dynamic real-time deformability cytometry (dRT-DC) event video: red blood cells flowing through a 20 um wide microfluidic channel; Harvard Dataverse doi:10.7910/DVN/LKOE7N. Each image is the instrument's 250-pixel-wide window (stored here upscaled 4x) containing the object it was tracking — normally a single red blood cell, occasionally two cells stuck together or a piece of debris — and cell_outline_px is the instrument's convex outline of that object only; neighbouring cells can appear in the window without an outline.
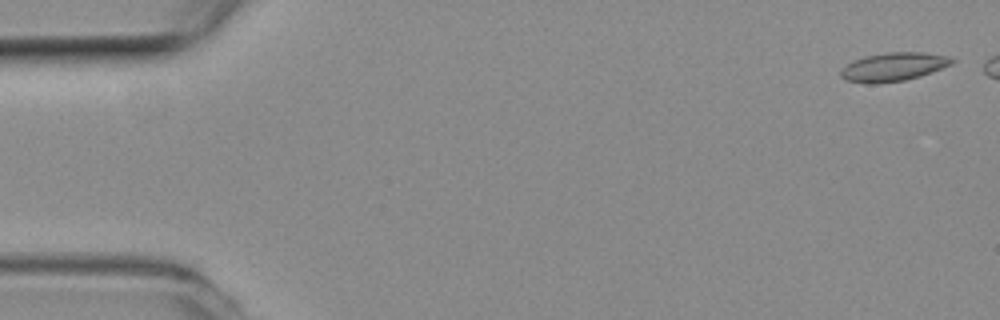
{"species": "common noctule bat (a hibernating species)", "species_latin": "Nyctalus noctula", "temperature_condition": "room temperature", "stored_images_in_passage": 45, "camera_frame_rate_fps": 3000, "um_per_image_px": 0.085, "animal": {"sex": "female", "body_mass_g": 19.3, "forearm_length_mm": 54.1}, "frame": {"image": 1, "passage_image": 2, "time_ms": 0.333, "image_size_px": [1000, 320], "cell_outline_px": [[956, 60], [952, 64], [920, 76], [904, 80], [876, 84], [868, 84], [844, 80], [840, 76], [840, 68], [864, 56], [888, 52], [920, 52], [948, 56]], "centroid_in_image_um": [75.91, 5.69], "position_along_channel_um": 9.1, "area_um2": 18.5}}
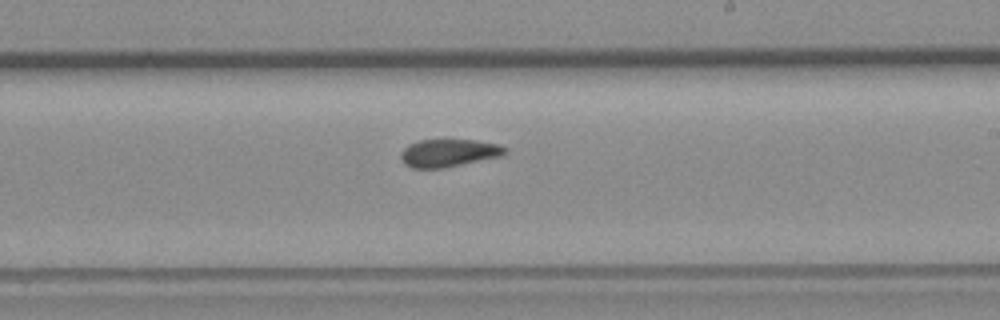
{"frame": {"image": 2, "passage_image": 32, "time_ms": 10.333, "image_size_px": [1000, 320], "cell_outline_px": [[508, 152], [504, 156], [444, 168], [412, 168], [404, 164], [400, 156], [400, 152], [408, 144], [420, 140], [476, 140], [500, 144], [508, 148]], "centroid_in_image_um": [38.19, 13.0], "position_along_channel_um": 250.8, "area_um2": 17.17}}
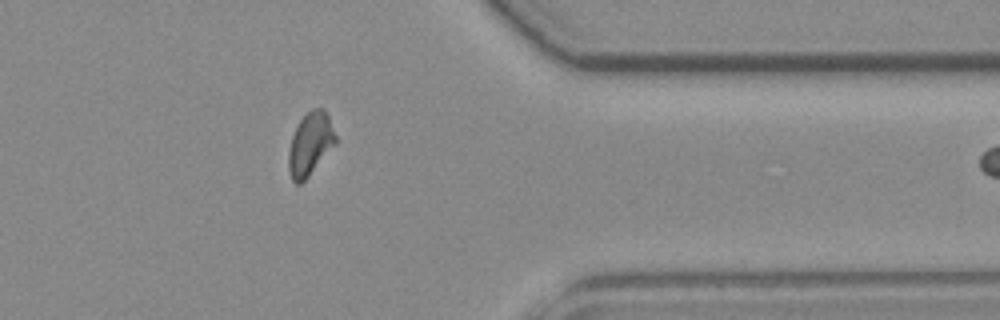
{"frame": {"image": 3, "passage_image": 44, "time_ms": 14.333, "image_size_px": [1000, 320], "cell_outline_px": [[336, 144], [308, 176], [300, 184], [296, 184], [292, 180], [288, 172], [288, 152], [292, 136], [300, 120], [312, 108], [324, 108], [328, 116], [336, 136]], "centroid_in_image_um": [26.36, 12.25], "position_along_channel_um": 385.0, "area_um2": 17.11}}